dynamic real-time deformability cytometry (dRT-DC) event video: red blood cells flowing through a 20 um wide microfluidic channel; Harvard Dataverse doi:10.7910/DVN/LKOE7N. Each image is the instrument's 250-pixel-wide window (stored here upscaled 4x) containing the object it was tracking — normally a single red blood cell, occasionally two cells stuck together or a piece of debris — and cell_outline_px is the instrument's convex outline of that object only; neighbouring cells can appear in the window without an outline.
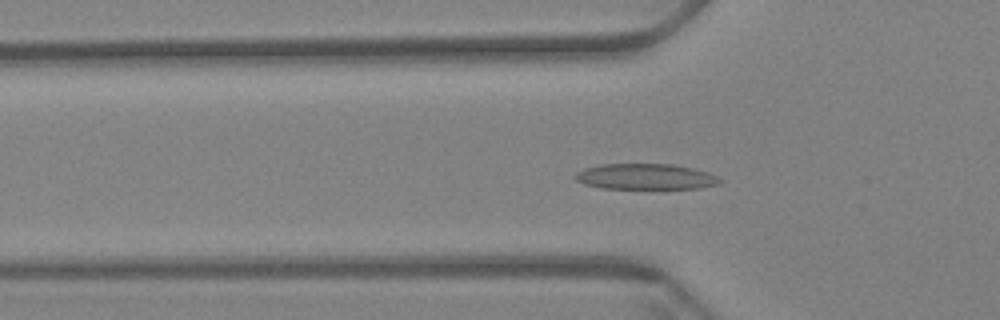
{"species": "Egyptian fruit bat (a non-hibernating species)", "species_latin": "Rousettus aegyptiacus", "temperature_condition": "warm", "stored_images_in_passage": 61, "camera_frame_rate_fps": 3000, "um_per_image_px": 0.085, "animal": {"sex": "female"}, "frame": {"image": 1, "passage_image": 20, "time_ms": 6.333, "image_size_px": [1000, 320], "cell_outline_px": [[720, 184], [700, 188], [600, 188], [584, 184], [576, 180], [572, 176], [576, 172], [584, 168], [600, 164], [672, 164], [692, 168], [708, 172], [716, 176], [720, 180]], "centroid_in_image_um": [54.82, 15.01], "position_along_channel_um": 71.0, "area_um2": 21.68}}
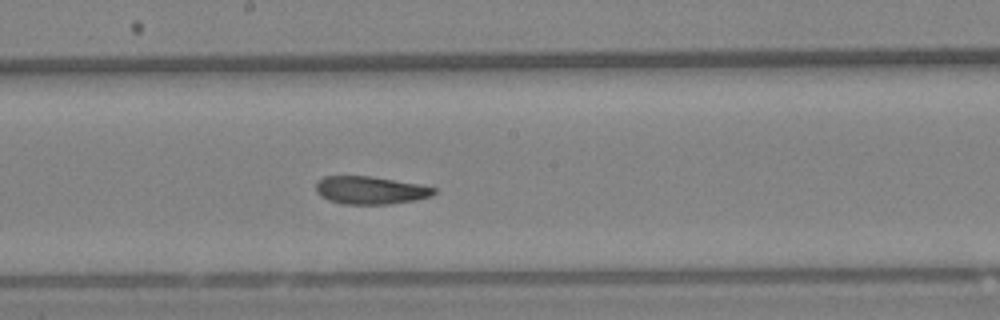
{"frame": {"image": 2, "passage_image": 33, "time_ms": 10.667, "image_size_px": [1000, 320], "cell_outline_px": [[436, 192], [432, 196], [416, 200], [388, 204], [340, 204], [328, 200], [320, 196], [316, 192], [316, 184], [324, 176], [372, 176], [420, 184], [436, 188]], "centroid_in_image_um": [31.49, 16.17], "position_along_channel_um": 216.7, "area_um2": 19.31}}
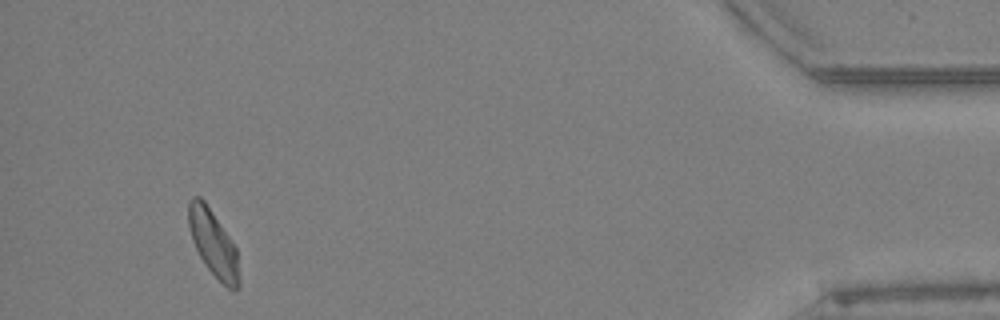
{"frame": {"image": 3, "passage_image": 57, "time_ms": 18.667, "image_size_px": [1000, 320], "cell_outline_px": [[240, 284], [236, 288], [228, 288], [208, 268], [200, 256], [192, 240], [188, 224], [188, 200], [192, 196], [200, 196], [204, 200], [236, 248], [240, 280]], "centroid_in_image_um": [18.1, 20.64], "position_along_channel_um": 417.1, "area_um2": 19.07}, "authors_computed_cell_mechanics": {"area_um2": 20.23, "velocity_mm_per_s": 3.3711, "shape_relaxation_time_tau1_ms": 5.2588, "shape_relaxation_time_tau2_ms": 2.9533, "deformation_change_tau1": 0.1435, "deformation_change_tau2": 0.1055}}